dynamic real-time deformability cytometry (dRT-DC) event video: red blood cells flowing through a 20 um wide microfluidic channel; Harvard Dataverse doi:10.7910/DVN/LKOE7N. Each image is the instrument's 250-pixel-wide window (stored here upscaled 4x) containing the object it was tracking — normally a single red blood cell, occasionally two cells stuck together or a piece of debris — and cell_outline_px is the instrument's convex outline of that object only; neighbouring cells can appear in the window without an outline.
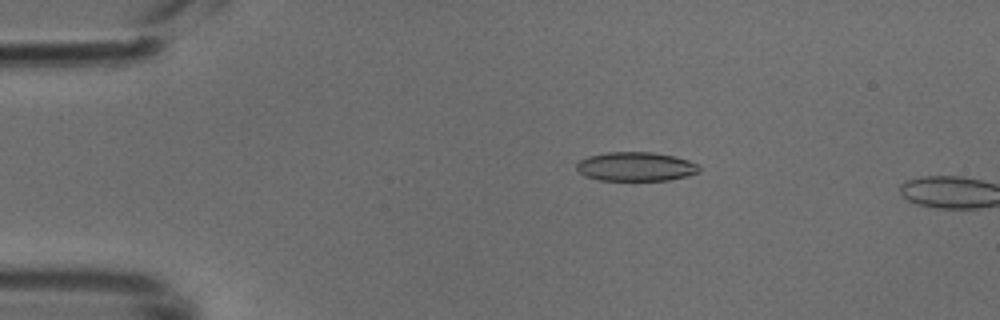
{"species": "common noctule bat (a hibernating species)", "species_latin": "Nyctalus noctula", "temperature_condition": "cold", "stored_images_in_passage": 9, "camera_frame_rate_fps": 3000, "um_per_image_px": 0.085, "animal": {"sex": "male", "body_mass_g": 18.8}, "frame": {"image": 1, "passage_image": 7, "time_ms": 2.0, "image_size_px": [1000, 320], "cell_outline_px": [[700, 172], [688, 176], [668, 180], [600, 180], [584, 176], [576, 168], [576, 164], [580, 160], [588, 156], [608, 152], [652, 152], [672, 156], [688, 160], [696, 164], [700, 168]], "centroid_in_image_um": [54.03, 14.16], "position_along_channel_um": 31.0, "area_um2": 20.69}}